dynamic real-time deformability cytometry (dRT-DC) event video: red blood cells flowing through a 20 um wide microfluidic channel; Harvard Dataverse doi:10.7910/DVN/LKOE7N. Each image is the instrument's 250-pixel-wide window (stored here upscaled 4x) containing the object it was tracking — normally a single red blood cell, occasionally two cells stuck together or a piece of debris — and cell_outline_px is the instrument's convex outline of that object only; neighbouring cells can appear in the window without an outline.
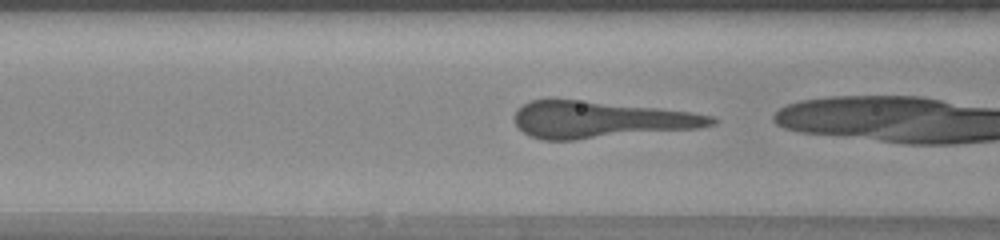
{"species": "human", "species_latin": "Homo sapiens", "temperature_condition": "warm", "stored_images_in_passage": 19, "camera_frame_rate_fps": 3000, "um_per_image_px": 0.085, "donor": {"sex": "female"}, "frame": {"image": 1, "passage_image": 18, "time_ms": 5.667, "image_size_px": [1000, 240], "cell_outline_px": [[720, 120], [716, 124], [700, 128], [576, 140], [540, 140], [524, 132], [516, 124], [516, 108], [532, 100], [576, 100], [660, 108], [692, 112], [712, 116]], "centroid_in_image_um": [51.1, 10.18], "position_along_channel_um": 115.5, "area_um2": 42.02}}